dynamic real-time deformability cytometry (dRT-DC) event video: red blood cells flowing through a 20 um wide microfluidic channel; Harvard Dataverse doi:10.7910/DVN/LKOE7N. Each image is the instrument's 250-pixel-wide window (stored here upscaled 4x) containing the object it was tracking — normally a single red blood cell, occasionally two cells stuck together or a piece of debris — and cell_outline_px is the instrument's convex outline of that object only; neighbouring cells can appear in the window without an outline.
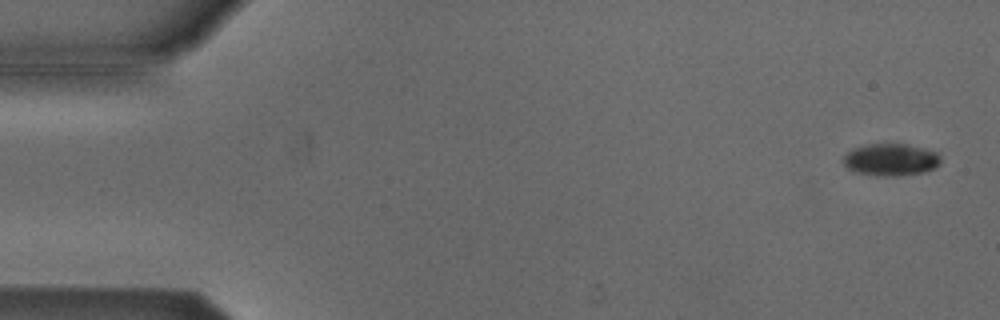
{"species": "Egyptian fruit bat (a non-hibernating species)", "species_latin": "Rousettus aegyptiacus", "temperature_condition": "cold", "stored_images_in_passage": 51, "camera_frame_rate_fps": 3000, "um_per_image_px": 0.085, "animal": {"sex": "male"}, "frame": {"image": 1, "passage_image": 2, "time_ms": 0.333, "image_size_px": [1000, 320], "cell_outline_px": [[940, 164], [924, 172], [896, 176], [892, 176], [856, 172], [848, 168], [844, 164], [844, 156], [848, 152], [856, 148], [868, 144], [904, 144], [936, 152], [940, 156]], "centroid_in_image_um": [75.73, 13.57], "position_along_channel_um": 9.3, "area_um2": 17.69}}
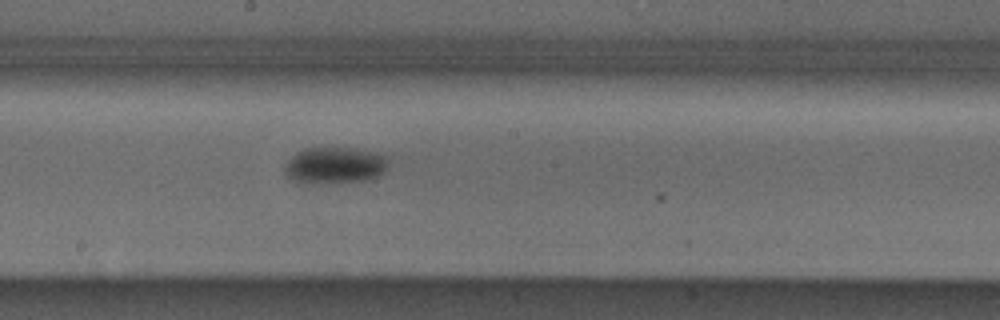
{"frame": {"image": 2, "passage_image": 29, "time_ms": 9.333, "image_size_px": [1000, 320], "cell_outline_px": [[388, 168], [384, 172], [368, 180], [324, 184], [308, 184], [296, 180], [288, 176], [284, 172], [284, 168], [288, 160], [296, 152], [304, 148], [356, 148], [380, 152], [388, 156]], "centroid_in_image_um": [28.51, 14.05], "position_along_channel_um": 219.7, "area_um2": 22.54}}
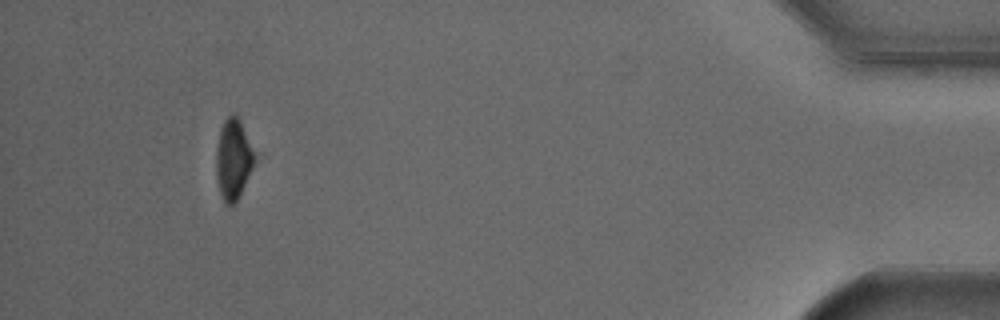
{"frame": {"image": 3, "passage_image": 50, "time_ms": 16.333, "image_size_px": [1000, 320], "cell_outline_px": [[256, 156], [252, 168], [236, 200], [232, 204], [224, 204], [220, 192], [216, 176], [216, 152], [220, 128], [224, 120], [232, 112], [236, 112], [240, 120]], "centroid_in_image_um": [19.81, 13.47], "position_along_channel_um": 415.4, "area_um2": 17.74}}